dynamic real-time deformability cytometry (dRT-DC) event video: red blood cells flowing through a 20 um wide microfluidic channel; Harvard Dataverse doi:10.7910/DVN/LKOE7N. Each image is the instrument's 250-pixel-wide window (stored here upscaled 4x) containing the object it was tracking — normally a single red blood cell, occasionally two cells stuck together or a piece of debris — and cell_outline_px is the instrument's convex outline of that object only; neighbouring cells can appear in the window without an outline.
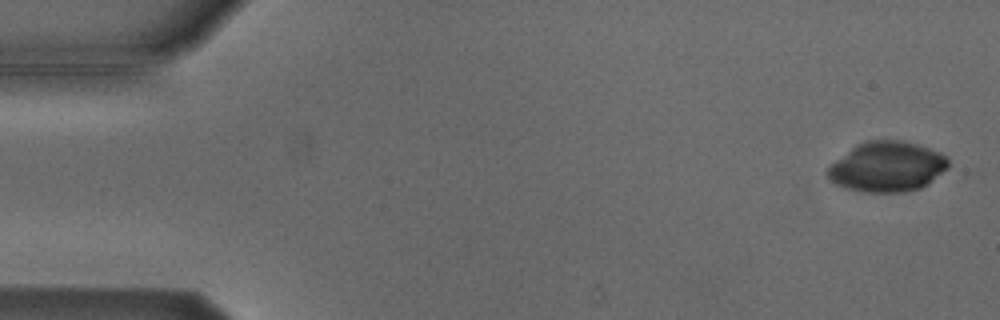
{"species": "Egyptian fruit bat (a non-hibernating species)", "species_latin": "Rousettus aegyptiacus", "temperature_condition": "cold", "stored_images_in_passage": 5, "camera_frame_rate_fps": 3000, "um_per_image_px": 0.085, "animal": {"sex": "male"}, "frame": {"image": 1, "passage_image": 1, "time_ms": 0.0, "image_size_px": [1000, 320], "cell_outline_px": [[948, 168], [928, 184], [920, 188], [904, 192], [864, 192], [848, 188], [836, 184], [824, 172], [836, 160], [856, 144], [868, 140], [900, 140], [916, 144], [940, 152], [948, 156]], "centroid_in_image_um": [75.42, 14.17], "position_along_channel_um": 9.6, "area_um2": 35.14}}